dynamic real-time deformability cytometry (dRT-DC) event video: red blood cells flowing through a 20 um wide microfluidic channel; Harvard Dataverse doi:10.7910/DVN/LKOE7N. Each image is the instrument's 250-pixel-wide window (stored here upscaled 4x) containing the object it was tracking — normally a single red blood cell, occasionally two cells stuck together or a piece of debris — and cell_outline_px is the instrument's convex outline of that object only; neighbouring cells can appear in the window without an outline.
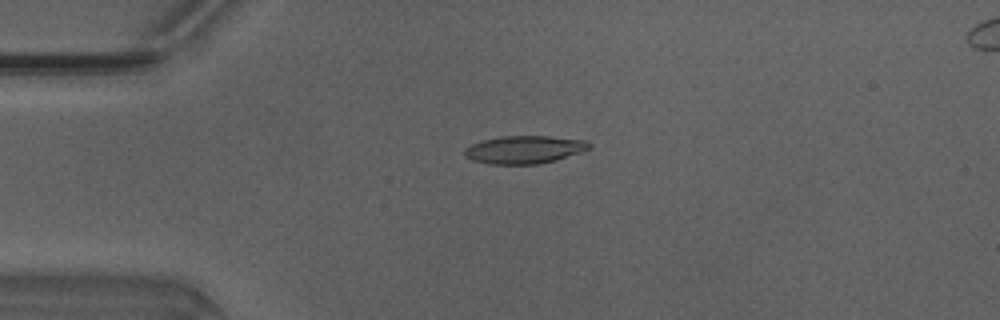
{"species": "Egyptian fruit bat (a non-hibernating species)", "species_latin": "Rousettus aegyptiacus", "temperature_condition": "warm", "stored_images_in_passage": 40, "camera_frame_rate_fps": 3000, "um_per_image_px": 0.085, "animal": {"sex": "male"}, "frame": {"image": 1, "passage_image": 3, "time_ms": 0.667, "image_size_px": [1000, 320], "cell_outline_px": [[592, 148], [556, 160], [536, 164], [492, 164], [472, 160], [464, 156], [464, 148], [472, 144], [484, 140], [500, 136], [548, 136], [588, 140], [592, 144]], "centroid_in_image_um": [44.6, 12.71], "position_along_channel_um": 40.4, "area_um2": 20.29}}
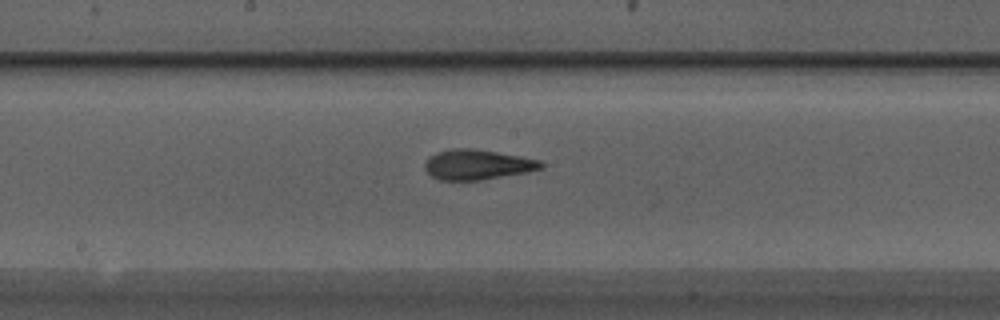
{"frame": {"image": 2, "passage_image": 17, "time_ms": 5.333, "image_size_px": [1000, 320], "cell_outline_px": [[544, 168], [528, 172], [480, 180], [440, 180], [432, 176], [424, 168], [424, 164], [428, 156], [436, 152], [452, 148], [476, 148], [520, 156], [540, 160], [544, 164]], "centroid_in_image_um": [40.57, 13.98], "position_along_channel_um": 207.6, "area_um2": 20.58}}
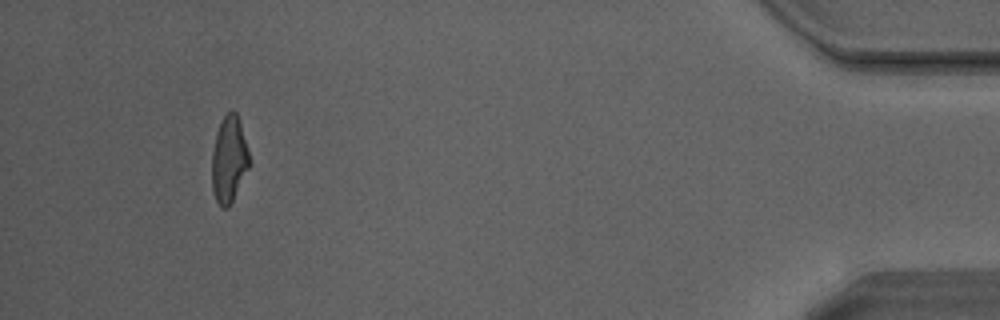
{"frame": {"image": 3, "passage_image": 37, "time_ms": 12.0, "image_size_px": [1000, 320], "cell_outline_px": [[252, 164], [228, 208], [220, 208], [216, 200], [212, 188], [212, 152], [216, 132], [224, 116], [232, 108], [236, 112], [240, 120]], "centroid_in_image_um": [19.49, 13.55], "position_along_channel_um": 415.7, "area_um2": 19.19}, "authors_computed_cell_mechanics": {"area_um2": 19.7098, "velocity_mm_per_s": 4.193, "shape_relaxation_time_tau1_ms": 6.0521, "shape_relaxation_time_tau2_ms": 1.3588, "deformation_change_tau1": 0.2425, "deformation_change_tau2": 0.1078}}